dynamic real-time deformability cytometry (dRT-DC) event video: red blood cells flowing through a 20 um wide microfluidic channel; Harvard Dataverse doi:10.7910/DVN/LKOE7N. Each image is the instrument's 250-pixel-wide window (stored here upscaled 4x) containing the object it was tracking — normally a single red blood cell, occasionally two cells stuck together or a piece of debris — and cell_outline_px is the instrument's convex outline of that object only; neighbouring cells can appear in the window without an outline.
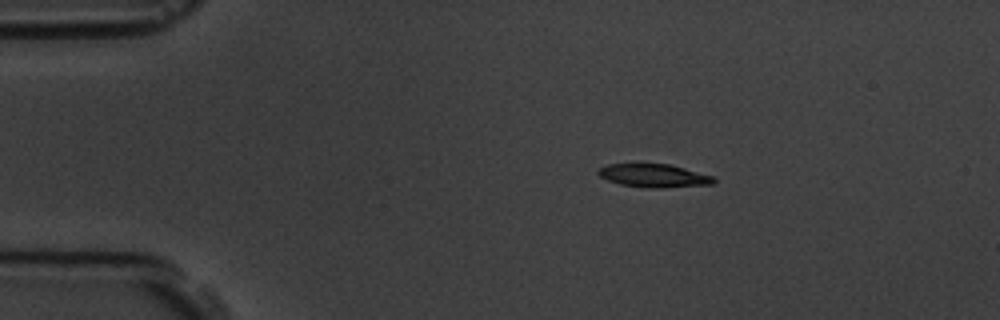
{"species": "common noctule bat (a hibernating species)", "species_latin": "Nyctalus noctula", "temperature_condition": "room temperature", "stored_images_in_passage": 5, "camera_frame_rate_fps": 3000, "um_per_image_px": 0.085, "animal": {"sex": "male", "body_mass_g": 19.5, "forearm_length_mm": 54.6}, "frame": {"image": 1, "passage_image": 2, "time_ms": 1.333, "image_size_px": [1000, 320], "cell_outline_px": [[716, 180], [712, 184], [664, 188], [648, 188], [620, 184], [608, 180], [600, 176], [596, 172], [596, 168], [608, 164], [668, 164], [684, 168], [712, 176]], "centroid_in_image_um": [55.53, 14.93], "position_along_channel_um": 29.5, "area_um2": 15.61}}
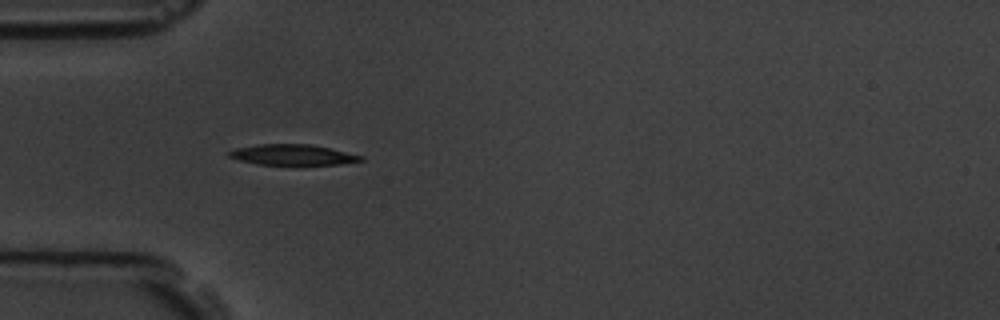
{"frame": {"image": 2, "passage_image": 4, "time_ms": 3.667, "image_size_px": [1000, 320], "cell_outline_px": [[364, 160], [340, 164], [300, 168], [256, 164], [240, 160], [228, 156], [228, 152], [236, 148], [260, 144], [312, 144], [364, 156]], "centroid_in_image_um": [24.92, 13.21], "position_along_channel_um": 60.1, "area_um2": 16.82}}
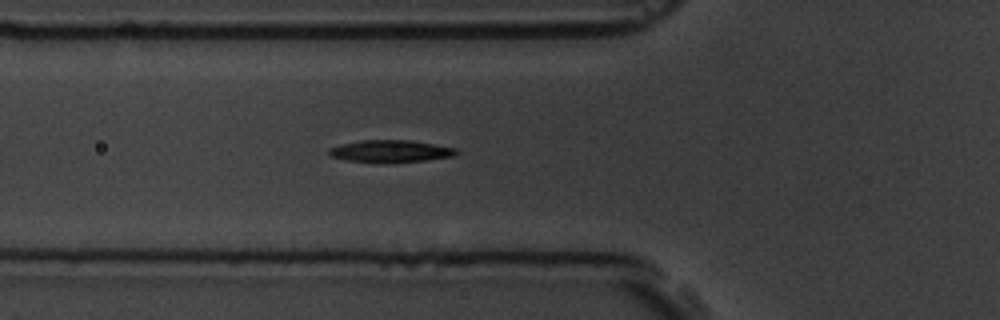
{"frame": {"image": 3, "passage_image": 5, "time_ms": 4.667, "image_size_px": [1000, 320], "cell_outline_px": [[460, 152], [452, 156], [424, 160], [384, 164], [380, 164], [348, 160], [332, 156], [328, 152], [328, 148], [340, 144], [360, 140], [408, 140], [456, 148]], "centroid_in_image_um": [33.16, 12.86], "position_along_channel_um": 92.6, "area_um2": 16.59}}